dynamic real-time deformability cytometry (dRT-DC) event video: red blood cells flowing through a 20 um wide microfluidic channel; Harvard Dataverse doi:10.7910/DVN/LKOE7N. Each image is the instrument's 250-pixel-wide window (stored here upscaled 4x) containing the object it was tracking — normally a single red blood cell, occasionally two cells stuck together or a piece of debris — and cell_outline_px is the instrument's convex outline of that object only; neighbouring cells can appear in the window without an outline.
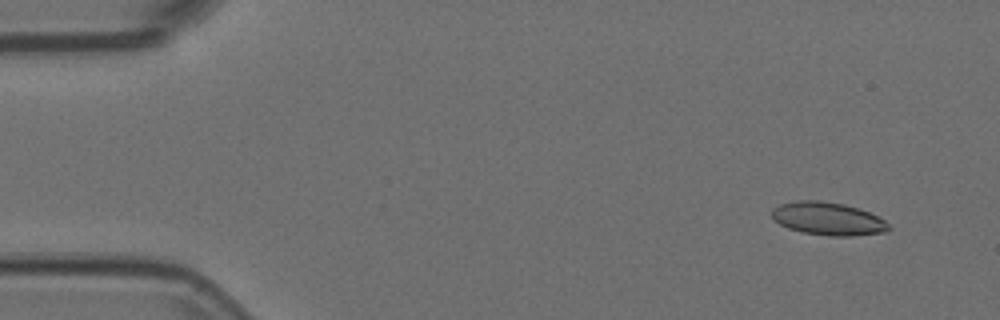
{"species": "Egyptian fruit bat (a non-hibernating species)", "species_latin": "Rousettus aegyptiacus", "temperature_condition": "room temperature", "stored_images_in_passage": 55, "camera_frame_rate_fps": 3000, "um_per_image_px": 0.085, "animal": {"sex": "female"}, "frame": {"image": 1, "passage_image": 4, "time_ms": 1.0, "image_size_px": [1000, 320], "cell_outline_px": [[892, 228], [884, 232], [852, 236], [832, 236], [804, 232], [788, 228], [780, 224], [772, 216], [772, 208], [780, 204], [796, 200], [820, 200], [844, 204], [868, 212], [884, 220]], "centroid_in_image_um": [70.36, 18.58], "position_along_channel_um": 14.6, "area_um2": 22.25}}
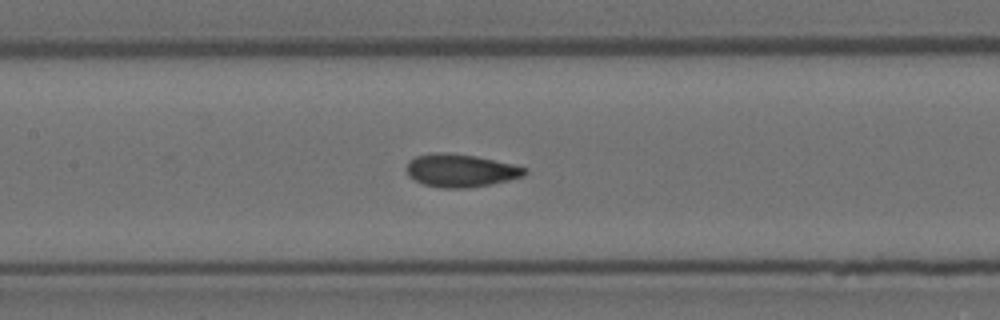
{"frame": {"image": 2, "passage_image": 25, "time_ms": 8.0, "image_size_px": [1000, 320], "cell_outline_px": [[528, 172], [524, 176], [492, 184], [468, 188], [444, 188], [424, 184], [408, 176], [408, 160], [416, 156], [436, 152], [448, 152], [476, 156], [512, 164], [528, 168]], "centroid_in_image_um": [39.18, 14.49], "position_along_channel_um": 168.2, "area_um2": 22.66}}
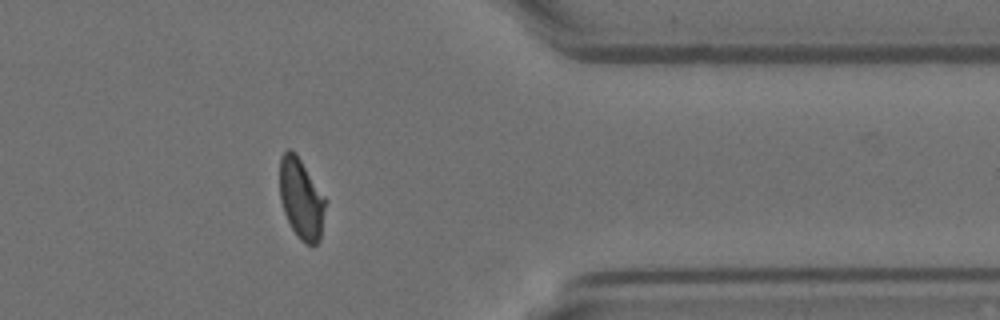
{"frame": {"image": 3, "passage_image": 44, "time_ms": 14.333, "image_size_px": [1000, 320], "cell_outline_px": [[328, 200], [320, 240], [316, 244], [304, 244], [300, 240], [292, 228], [284, 212], [280, 200], [280, 156], [288, 148], [292, 148], [296, 152]], "centroid_in_image_um": [25.63, 16.87], "position_along_channel_um": 385.8, "area_um2": 21.96}, "authors_computed_cell_mechanics": {"area_um2": 22.1374, "velocity_mm_per_s": 3.7143, "shape_relaxation_time_tau1_ms": null, "shape_relaxation_time_tau2_ms": 0.9996, "deformation_change_tau1": null, "deformation_change_tau2": 0.0536}}